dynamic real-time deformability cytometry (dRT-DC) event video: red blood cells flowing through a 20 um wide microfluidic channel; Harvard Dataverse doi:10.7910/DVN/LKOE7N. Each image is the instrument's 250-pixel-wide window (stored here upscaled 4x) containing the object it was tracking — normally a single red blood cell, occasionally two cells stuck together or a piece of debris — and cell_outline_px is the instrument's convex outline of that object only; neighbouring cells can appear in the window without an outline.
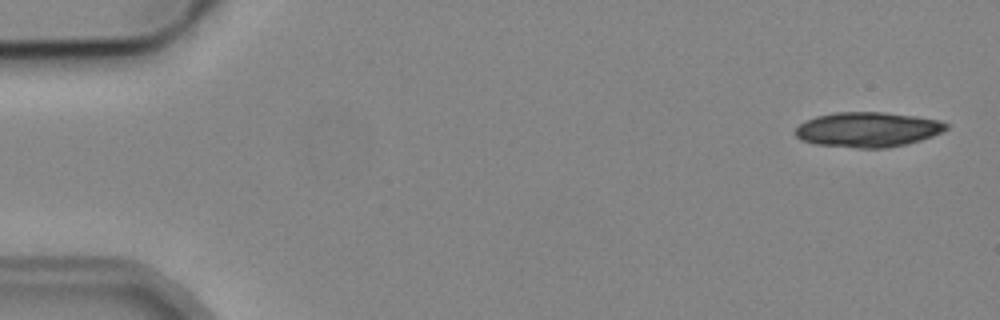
{"species": "common noctule bat (a hibernating species)", "species_latin": "Nyctalus noctula", "temperature_condition": "cold", "stored_images_in_passage": 5, "camera_frame_rate_fps": 3000, "um_per_image_px": 0.085, "animal": {"sex": "male", "body_mass_g": 19.2, "forearm_length_mm": 51.8}, "frame": {"image": 1, "passage_image": 1, "time_ms": 0.0, "image_size_px": [1000, 320], "cell_outline_px": [[948, 128], [932, 136], [920, 140], [888, 148], [856, 148], [816, 144], [800, 140], [792, 132], [800, 124], [816, 116], [836, 112], [884, 112], [916, 116], [940, 120], [948, 124]], "centroid_in_image_um": [73.74, 11.01], "position_along_channel_um": 11.3, "area_um2": 30.75}}